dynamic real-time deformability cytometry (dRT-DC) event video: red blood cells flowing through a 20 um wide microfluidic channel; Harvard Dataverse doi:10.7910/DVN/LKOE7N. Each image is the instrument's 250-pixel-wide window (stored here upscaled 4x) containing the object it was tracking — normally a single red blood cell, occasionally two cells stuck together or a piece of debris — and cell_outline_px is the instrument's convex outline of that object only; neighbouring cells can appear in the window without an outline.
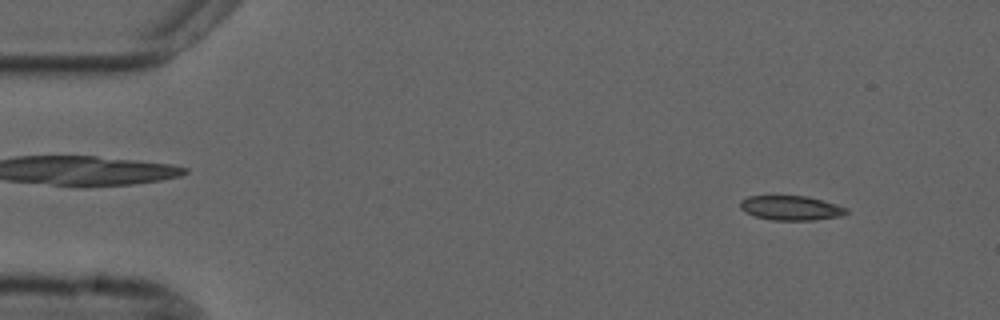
{"species": "common noctule bat (a hibernating species)", "species_latin": "Nyctalus noctula", "temperature_condition": "cold", "stored_images_in_passage": 54, "camera_frame_rate_fps": 3000, "um_per_image_px": 0.085, "animal": {"sex": "male", "forearm_length_mm": 52.5}, "frame": {"image": 1, "passage_image": 5, "time_ms": 1.333, "image_size_px": [1000, 320], "cell_outline_px": [[848, 212], [840, 216], [812, 220], [772, 220], [752, 216], [744, 212], [740, 208], [740, 200], [748, 196], [808, 196], [836, 204], [848, 208]], "centroid_in_image_um": [67.19, 17.68], "position_along_channel_um": 17.8, "area_um2": 15.26}}
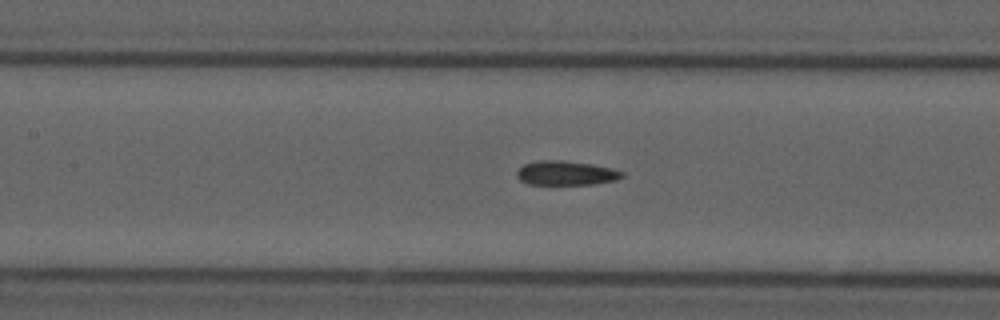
{"frame": {"image": 2, "passage_image": 24, "time_ms": 7.667, "image_size_px": [1000, 320], "cell_outline_px": [[624, 176], [616, 180], [592, 184], [528, 184], [520, 180], [516, 176], [516, 172], [524, 164], [540, 160], [564, 160], [592, 164], [612, 168], [624, 172]], "centroid_in_image_um": [48.11, 14.7], "position_along_channel_um": 159.3, "area_um2": 14.91}}
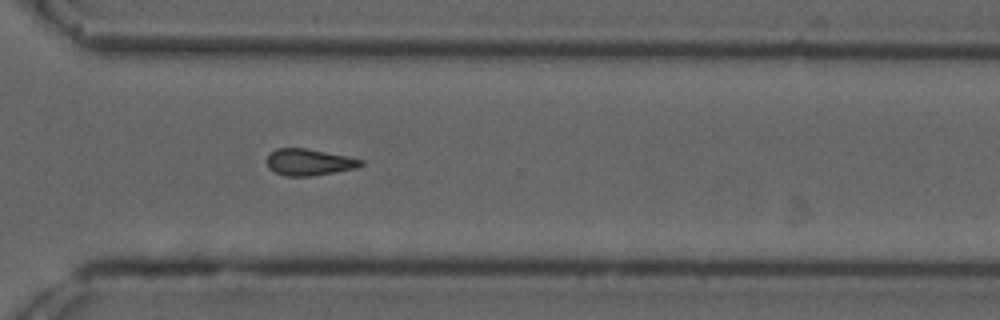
{"frame": {"image": 3, "passage_image": 39, "time_ms": 12.667, "image_size_px": [1000, 320], "cell_outline_px": [[364, 164], [356, 168], [312, 176], [284, 176], [268, 168], [268, 156], [276, 148], [304, 148], [348, 156], [364, 160]], "centroid_in_image_um": [26.29, 13.78], "position_along_channel_um": 344.3, "area_um2": 14.45}, "authors_computed_cell_mechanics": {"area_um2": 14.9124, "velocity_mm_per_s": 3.7089, "shape_relaxation_time_tau1_ms": null, "shape_relaxation_time_tau2_ms": 6.8105, "deformation_change_tau1": null, "deformation_change_tau2": 0.1295}}